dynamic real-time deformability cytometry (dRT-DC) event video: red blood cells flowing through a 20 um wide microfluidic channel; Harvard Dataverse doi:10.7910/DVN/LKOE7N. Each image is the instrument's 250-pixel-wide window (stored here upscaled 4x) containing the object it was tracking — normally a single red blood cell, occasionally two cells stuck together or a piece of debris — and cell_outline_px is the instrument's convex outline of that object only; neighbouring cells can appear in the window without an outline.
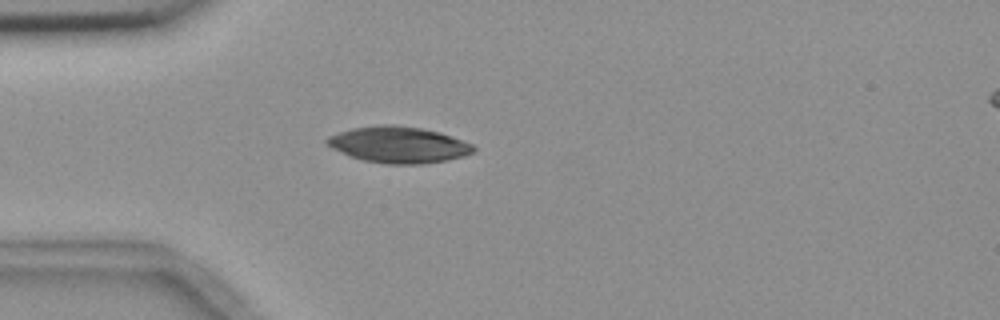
{"species": "common noctule bat (a hibernating species)", "species_latin": "Nyctalus noctula", "temperature_condition": "room temperature", "stored_images_in_passage": 2, "camera_frame_rate_fps": 3000, "um_per_image_px": 0.085, "animal": {"sex": "female", "body_mass_g": 18.4}, "frame": {"image": 1, "passage_image": 2, "time_ms": 1.333, "image_size_px": [1000, 320], "cell_outline_px": [[476, 148], [472, 152], [464, 156], [448, 160], [424, 164], [388, 164], [364, 160], [348, 156], [324, 144], [324, 140], [328, 136], [352, 128], [380, 124], [396, 124], [424, 128], [440, 132], [452, 136], [472, 144]], "centroid_in_image_um": [33.86, 12.29], "position_along_channel_um": 51.1, "area_um2": 31.33}}